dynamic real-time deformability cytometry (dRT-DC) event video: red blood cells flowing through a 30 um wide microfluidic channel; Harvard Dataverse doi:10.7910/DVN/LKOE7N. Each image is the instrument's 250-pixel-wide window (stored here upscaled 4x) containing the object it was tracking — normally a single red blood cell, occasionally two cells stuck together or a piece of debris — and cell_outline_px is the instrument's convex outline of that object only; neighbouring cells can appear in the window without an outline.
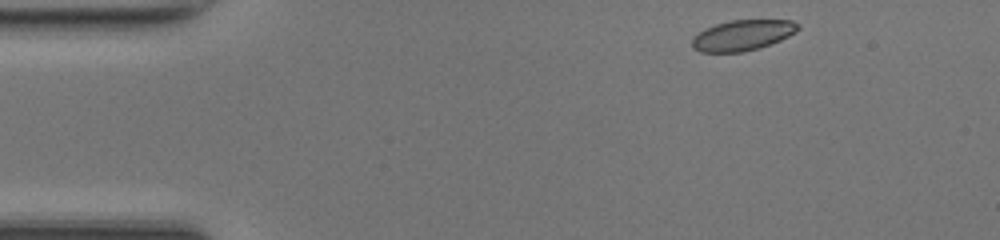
{"species": "common noctule bat (a hibernating species)", "species_latin": "Nyctalus noctula", "temperature_condition": "room temperature", "stored_images_in_passage": 44, "camera_frame_rate_fps": 3000, "um_per_image_px": 0.085, "animal": {"sex": "female", "body_mass_g": 17.0, "forearm_length_mm": 48.0}, "frame": {"image": 1, "passage_image": 1, "time_ms": 0.0, "image_size_px": [1000, 240], "cell_outline_px": [[800, 28], [796, 32], [780, 40], [760, 48], [740, 52], [700, 52], [692, 48], [692, 36], [704, 28], [716, 24], [732, 20], [792, 20], [800, 24]], "centroid_in_image_um": [63.1, 2.99], "position_along_channel_um": 21.9, "area_um2": 19.02}}
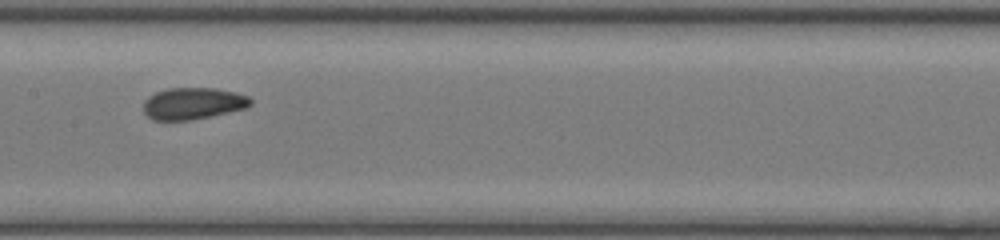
{"frame": {"image": 2, "passage_image": 19, "time_ms": 6.0, "image_size_px": [1000, 240], "cell_outline_px": [[252, 104], [248, 108], [212, 116], [192, 120], [152, 120], [144, 112], [144, 100], [148, 96], [156, 92], [168, 88], [216, 88], [236, 92], [248, 96], [252, 100]], "centroid_in_image_um": [16.43, 8.79], "position_along_channel_um": 191.0, "area_um2": 20.06}}
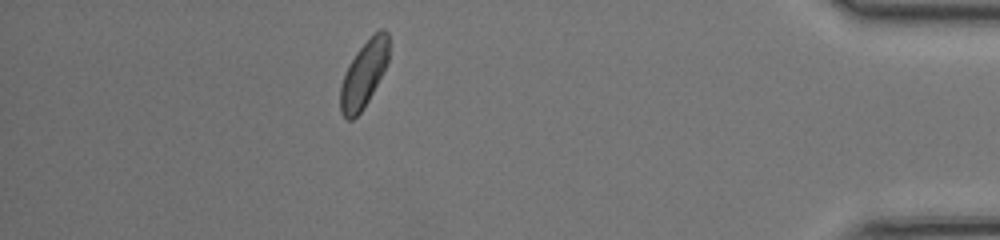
{"frame": {"image": 3, "passage_image": 38, "time_ms": 12.333, "image_size_px": [1000, 240], "cell_outline_px": [[388, 60], [368, 100], [360, 112], [352, 120], [348, 120], [340, 112], [340, 88], [344, 72], [356, 52], [380, 28], [384, 28], [388, 32]], "centroid_in_image_um": [30.9, 6.31], "position_along_channel_um": 404.3, "area_um2": 18.26}, "authors_computed_cell_mechanics": {"area_um2": 19.3052, "velocity_mm_per_s": 4.1876, "shape_relaxation_time_tau1_ms": 5.5495, "shape_relaxation_time_tau2_ms": 4.5025, "deformation_change_tau1": 0.1078, "deformation_change_tau2": 0.0787}}